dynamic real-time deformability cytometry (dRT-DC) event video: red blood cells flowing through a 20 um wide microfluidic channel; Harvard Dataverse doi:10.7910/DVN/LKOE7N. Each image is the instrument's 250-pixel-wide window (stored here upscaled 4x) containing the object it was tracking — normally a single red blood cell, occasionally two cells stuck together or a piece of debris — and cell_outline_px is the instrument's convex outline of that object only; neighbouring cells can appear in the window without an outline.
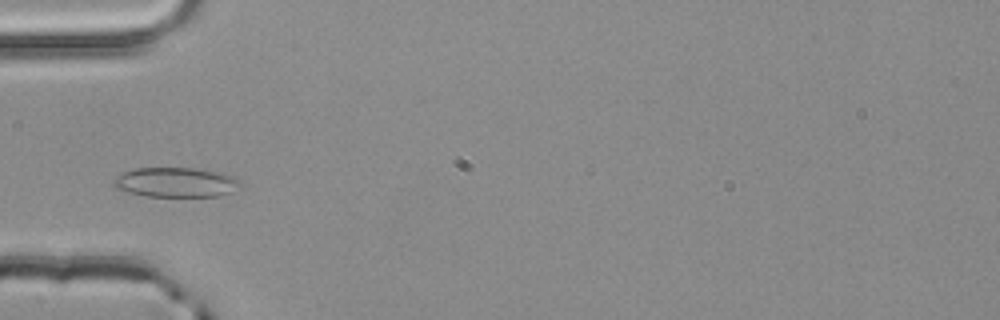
{"species": "common noctule bat (a hibernating species)", "species_latin": "Nyctalus noctula", "temperature_condition": "room temperature", "stored_images_in_passage": 2, "camera_frame_rate_fps": 3000, "um_per_image_px": 0.085, "animal": {"sex": "male", "body_mass_g": 20.4}, "frame": {"image": 1, "passage_image": 2, "time_ms": 0.333, "image_size_px": [1000, 320], "cell_outline_px": [[240, 184], [228, 192], [220, 196], [148, 196], [128, 192], [116, 188], [112, 184], [112, 180], [116, 176], [124, 172], [136, 168], [192, 168], [224, 172], [240, 180]], "centroid_in_image_um": [14.91, 15.48], "position_along_channel_um": 70.1, "area_um2": 21.79}}